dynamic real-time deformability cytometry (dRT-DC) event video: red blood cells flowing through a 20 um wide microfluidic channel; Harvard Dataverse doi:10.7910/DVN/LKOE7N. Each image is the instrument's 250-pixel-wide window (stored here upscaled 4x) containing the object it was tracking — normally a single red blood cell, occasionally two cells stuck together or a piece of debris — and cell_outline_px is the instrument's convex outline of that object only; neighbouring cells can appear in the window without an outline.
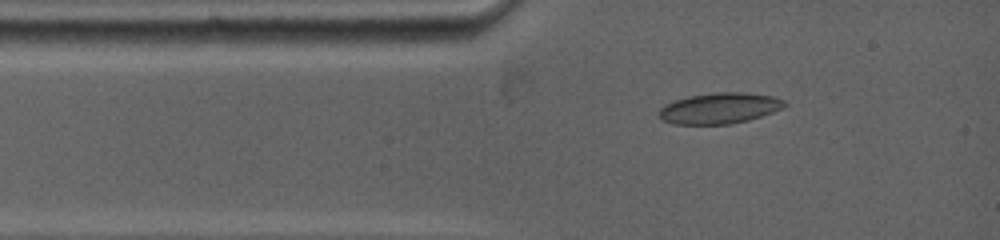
{"species": "common noctule bat (a hibernating species)", "species_latin": "Nyctalus noctula", "temperature_condition": "warm", "stored_images_in_passage": 39, "camera_frame_rate_fps": 5000, "um_per_image_px": 0.085, "animal": {"sex": "female", "body_mass_g": 19.0, "forearm_length_mm": 53.3}, "frame": {"image": 1, "passage_image": 3, "time_ms": 1.0, "image_size_px": [1000, 240], "cell_outline_px": [[788, 104], [784, 108], [748, 120], [728, 124], [672, 124], [664, 120], [660, 116], [660, 108], [664, 104], [676, 100], [692, 96], [716, 92], [744, 92], [772, 96], [784, 100]], "centroid_in_image_um": [61.19, 9.2], "position_along_channel_um": 23.8, "area_um2": 22.37}}
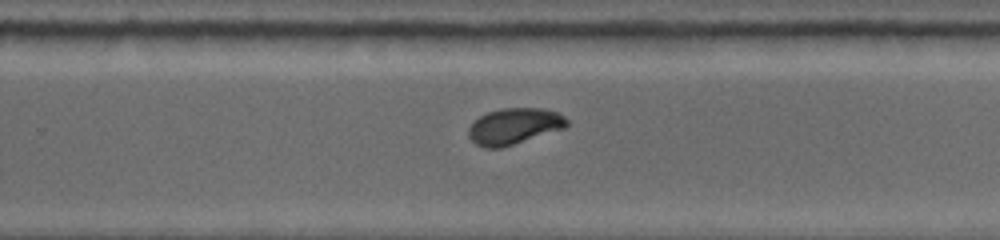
{"frame": {"image": 2, "passage_image": 20, "time_ms": 8.0, "image_size_px": [1000, 240], "cell_outline_px": [[568, 124], [564, 128], [500, 148], [484, 148], [476, 144], [468, 136], [468, 128], [480, 116], [488, 112], [504, 108], [540, 108], [556, 112], [564, 116], [568, 120]], "centroid_in_image_um": [43.69, 10.73], "position_along_channel_um": 286.1, "area_um2": 20.4}}
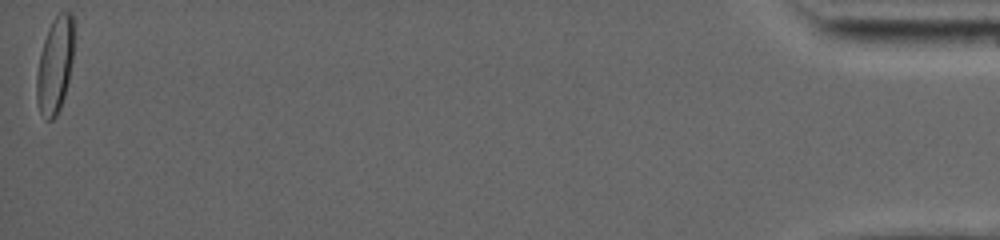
{"frame": {"image": 3, "passage_image": 39, "time_ms": 15.8, "image_size_px": [1000, 240], "cell_outline_px": [[76, 20], [72, 60], [68, 80], [64, 96], [60, 108], [56, 116], [52, 120], [44, 120], [40, 112], [36, 100], [36, 76], [40, 52], [48, 28], [52, 20], [60, 12], [72, 12]], "centroid_in_image_um": [4.69, 5.49], "position_along_channel_um": 430.5, "area_um2": 21.39}, "authors_computed_cell_mechanics": {"area_um2": 20.7502, "velocity_mm_per_s": 3.9124, "shape_relaxation_time_tau1_ms": 6.0813, "shape_relaxation_time_tau2_ms": null, "deformation_change_tau1": 0.1817, "deformation_change_tau2": null}}